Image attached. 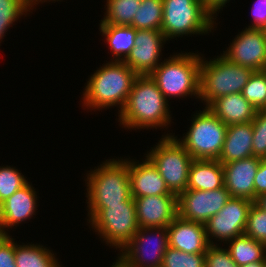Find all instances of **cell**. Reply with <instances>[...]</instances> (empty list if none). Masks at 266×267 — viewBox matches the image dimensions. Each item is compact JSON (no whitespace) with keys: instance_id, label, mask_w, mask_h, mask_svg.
I'll list each match as a JSON object with an SVG mask.
<instances>
[{"instance_id":"cell-1","label":"cell","mask_w":266,"mask_h":267,"mask_svg":"<svg viewBox=\"0 0 266 267\" xmlns=\"http://www.w3.org/2000/svg\"><path fill=\"white\" fill-rule=\"evenodd\" d=\"M168 106L150 75H139L119 113L120 124L129 129L166 127L171 122Z\"/></svg>"},{"instance_id":"cell-2","label":"cell","mask_w":266,"mask_h":267,"mask_svg":"<svg viewBox=\"0 0 266 267\" xmlns=\"http://www.w3.org/2000/svg\"><path fill=\"white\" fill-rule=\"evenodd\" d=\"M138 76L123 61L106 63L87 82L83 92L84 106L97 110L119 104L120 112Z\"/></svg>"},{"instance_id":"cell-3","label":"cell","mask_w":266,"mask_h":267,"mask_svg":"<svg viewBox=\"0 0 266 267\" xmlns=\"http://www.w3.org/2000/svg\"><path fill=\"white\" fill-rule=\"evenodd\" d=\"M88 208H105L133 199L128 160H106L87 176Z\"/></svg>"},{"instance_id":"cell-4","label":"cell","mask_w":266,"mask_h":267,"mask_svg":"<svg viewBox=\"0 0 266 267\" xmlns=\"http://www.w3.org/2000/svg\"><path fill=\"white\" fill-rule=\"evenodd\" d=\"M201 56L182 53L164 60L150 74L164 97L193 95L200 98Z\"/></svg>"},{"instance_id":"cell-5","label":"cell","mask_w":266,"mask_h":267,"mask_svg":"<svg viewBox=\"0 0 266 267\" xmlns=\"http://www.w3.org/2000/svg\"><path fill=\"white\" fill-rule=\"evenodd\" d=\"M253 69L230 62L223 55L200 65V98L208 107L215 99L231 93H241Z\"/></svg>"},{"instance_id":"cell-6","label":"cell","mask_w":266,"mask_h":267,"mask_svg":"<svg viewBox=\"0 0 266 267\" xmlns=\"http://www.w3.org/2000/svg\"><path fill=\"white\" fill-rule=\"evenodd\" d=\"M88 216L94 230L116 249L122 250L140 228L134 199L105 208H89Z\"/></svg>"},{"instance_id":"cell-7","label":"cell","mask_w":266,"mask_h":267,"mask_svg":"<svg viewBox=\"0 0 266 267\" xmlns=\"http://www.w3.org/2000/svg\"><path fill=\"white\" fill-rule=\"evenodd\" d=\"M212 15L202 0H163L161 31L167 40L184 34H205L213 29Z\"/></svg>"},{"instance_id":"cell-8","label":"cell","mask_w":266,"mask_h":267,"mask_svg":"<svg viewBox=\"0 0 266 267\" xmlns=\"http://www.w3.org/2000/svg\"><path fill=\"white\" fill-rule=\"evenodd\" d=\"M227 125L207 107L194 115L189 131L178 142L193 159L218 160L225 140Z\"/></svg>"},{"instance_id":"cell-9","label":"cell","mask_w":266,"mask_h":267,"mask_svg":"<svg viewBox=\"0 0 266 267\" xmlns=\"http://www.w3.org/2000/svg\"><path fill=\"white\" fill-rule=\"evenodd\" d=\"M161 139L146 157L157 168L170 192L178 196L187 189L189 169L194 159L177 137L167 134Z\"/></svg>"},{"instance_id":"cell-10","label":"cell","mask_w":266,"mask_h":267,"mask_svg":"<svg viewBox=\"0 0 266 267\" xmlns=\"http://www.w3.org/2000/svg\"><path fill=\"white\" fill-rule=\"evenodd\" d=\"M151 231L153 234L156 232L154 234L156 237L151 234L148 235V232L151 233ZM148 244L150 245L149 247ZM151 244L154 246H151ZM168 247L167 227L139 228L131 241L120 250L122 254L118 259L125 267H161L164 254Z\"/></svg>"},{"instance_id":"cell-11","label":"cell","mask_w":266,"mask_h":267,"mask_svg":"<svg viewBox=\"0 0 266 267\" xmlns=\"http://www.w3.org/2000/svg\"><path fill=\"white\" fill-rule=\"evenodd\" d=\"M254 202L245 198L231 197L223 208L205 223L206 235L222 241H229L244 234L248 213Z\"/></svg>"},{"instance_id":"cell-12","label":"cell","mask_w":266,"mask_h":267,"mask_svg":"<svg viewBox=\"0 0 266 267\" xmlns=\"http://www.w3.org/2000/svg\"><path fill=\"white\" fill-rule=\"evenodd\" d=\"M230 198L229 191L225 187L205 191L186 189L177 196L178 216L205 224Z\"/></svg>"},{"instance_id":"cell-13","label":"cell","mask_w":266,"mask_h":267,"mask_svg":"<svg viewBox=\"0 0 266 267\" xmlns=\"http://www.w3.org/2000/svg\"><path fill=\"white\" fill-rule=\"evenodd\" d=\"M223 56L232 63L254 71L266 70L265 29L246 28L235 37Z\"/></svg>"},{"instance_id":"cell-14","label":"cell","mask_w":266,"mask_h":267,"mask_svg":"<svg viewBox=\"0 0 266 267\" xmlns=\"http://www.w3.org/2000/svg\"><path fill=\"white\" fill-rule=\"evenodd\" d=\"M166 40L161 30H136L134 47L123 62L138 75H150L160 64L159 56Z\"/></svg>"},{"instance_id":"cell-15","label":"cell","mask_w":266,"mask_h":267,"mask_svg":"<svg viewBox=\"0 0 266 267\" xmlns=\"http://www.w3.org/2000/svg\"><path fill=\"white\" fill-rule=\"evenodd\" d=\"M140 228L167 227L177 216V195H153L133 198Z\"/></svg>"},{"instance_id":"cell-16","label":"cell","mask_w":266,"mask_h":267,"mask_svg":"<svg viewBox=\"0 0 266 267\" xmlns=\"http://www.w3.org/2000/svg\"><path fill=\"white\" fill-rule=\"evenodd\" d=\"M261 158L252 156L223 165L224 187L231 197L255 201L254 178Z\"/></svg>"},{"instance_id":"cell-17","label":"cell","mask_w":266,"mask_h":267,"mask_svg":"<svg viewBox=\"0 0 266 267\" xmlns=\"http://www.w3.org/2000/svg\"><path fill=\"white\" fill-rule=\"evenodd\" d=\"M169 246L186 253H205L210 245L205 224L177 216L168 226Z\"/></svg>"},{"instance_id":"cell-18","label":"cell","mask_w":266,"mask_h":267,"mask_svg":"<svg viewBox=\"0 0 266 267\" xmlns=\"http://www.w3.org/2000/svg\"><path fill=\"white\" fill-rule=\"evenodd\" d=\"M29 182L0 204V234H7L6 227H13L31 218L36 209V191Z\"/></svg>"},{"instance_id":"cell-19","label":"cell","mask_w":266,"mask_h":267,"mask_svg":"<svg viewBox=\"0 0 266 267\" xmlns=\"http://www.w3.org/2000/svg\"><path fill=\"white\" fill-rule=\"evenodd\" d=\"M131 196L175 195L167 187L157 168L146 158L143 163L128 161Z\"/></svg>"},{"instance_id":"cell-20","label":"cell","mask_w":266,"mask_h":267,"mask_svg":"<svg viewBox=\"0 0 266 267\" xmlns=\"http://www.w3.org/2000/svg\"><path fill=\"white\" fill-rule=\"evenodd\" d=\"M252 122L227 126L222 152L218 158L221 164L253 156Z\"/></svg>"},{"instance_id":"cell-21","label":"cell","mask_w":266,"mask_h":267,"mask_svg":"<svg viewBox=\"0 0 266 267\" xmlns=\"http://www.w3.org/2000/svg\"><path fill=\"white\" fill-rule=\"evenodd\" d=\"M207 108L227 126L252 122L257 111L241 93H231L215 99Z\"/></svg>"},{"instance_id":"cell-22","label":"cell","mask_w":266,"mask_h":267,"mask_svg":"<svg viewBox=\"0 0 266 267\" xmlns=\"http://www.w3.org/2000/svg\"><path fill=\"white\" fill-rule=\"evenodd\" d=\"M222 187H224L223 165L218 160H193L189 169L187 189L205 191Z\"/></svg>"},{"instance_id":"cell-23","label":"cell","mask_w":266,"mask_h":267,"mask_svg":"<svg viewBox=\"0 0 266 267\" xmlns=\"http://www.w3.org/2000/svg\"><path fill=\"white\" fill-rule=\"evenodd\" d=\"M100 30L106 37L112 55L116 57L115 61L125 60L134 47L136 29L132 26L100 23Z\"/></svg>"},{"instance_id":"cell-24","label":"cell","mask_w":266,"mask_h":267,"mask_svg":"<svg viewBox=\"0 0 266 267\" xmlns=\"http://www.w3.org/2000/svg\"><path fill=\"white\" fill-rule=\"evenodd\" d=\"M227 249L238 266L256 263L266 259V245L242 234L228 241Z\"/></svg>"},{"instance_id":"cell-25","label":"cell","mask_w":266,"mask_h":267,"mask_svg":"<svg viewBox=\"0 0 266 267\" xmlns=\"http://www.w3.org/2000/svg\"><path fill=\"white\" fill-rule=\"evenodd\" d=\"M50 251L40 245L15 243L16 267H60L55 255Z\"/></svg>"},{"instance_id":"cell-26","label":"cell","mask_w":266,"mask_h":267,"mask_svg":"<svg viewBox=\"0 0 266 267\" xmlns=\"http://www.w3.org/2000/svg\"><path fill=\"white\" fill-rule=\"evenodd\" d=\"M163 21V0H142L132 24L136 30H161Z\"/></svg>"},{"instance_id":"cell-27","label":"cell","mask_w":266,"mask_h":267,"mask_svg":"<svg viewBox=\"0 0 266 267\" xmlns=\"http://www.w3.org/2000/svg\"><path fill=\"white\" fill-rule=\"evenodd\" d=\"M140 4V0H107V14L100 23L130 26Z\"/></svg>"},{"instance_id":"cell-28","label":"cell","mask_w":266,"mask_h":267,"mask_svg":"<svg viewBox=\"0 0 266 267\" xmlns=\"http://www.w3.org/2000/svg\"><path fill=\"white\" fill-rule=\"evenodd\" d=\"M241 94L256 110L266 109V70L254 71Z\"/></svg>"},{"instance_id":"cell-29","label":"cell","mask_w":266,"mask_h":267,"mask_svg":"<svg viewBox=\"0 0 266 267\" xmlns=\"http://www.w3.org/2000/svg\"><path fill=\"white\" fill-rule=\"evenodd\" d=\"M31 8L33 7L30 5V0H0V40L13 22Z\"/></svg>"},{"instance_id":"cell-30","label":"cell","mask_w":266,"mask_h":267,"mask_svg":"<svg viewBox=\"0 0 266 267\" xmlns=\"http://www.w3.org/2000/svg\"><path fill=\"white\" fill-rule=\"evenodd\" d=\"M161 267H205V253H186L169 246Z\"/></svg>"},{"instance_id":"cell-31","label":"cell","mask_w":266,"mask_h":267,"mask_svg":"<svg viewBox=\"0 0 266 267\" xmlns=\"http://www.w3.org/2000/svg\"><path fill=\"white\" fill-rule=\"evenodd\" d=\"M28 182L17 169L0 167V204Z\"/></svg>"},{"instance_id":"cell-32","label":"cell","mask_w":266,"mask_h":267,"mask_svg":"<svg viewBox=\"0 0 266 267\" xmlns=\"http://www.w3.org/2000/svg\"><path fill=\"white\" fill-rule=\"evenodd\" d=\"M244 234L266 245V212L252 204Z\"/></svg>"},{"instance_id":"cell-33","label":"cell","mask_w":266,"mask_h":267,"mask_svg":"<svg viewBox=\"0 0 266 267\" xmlns=\"http://www.w3.org/2000/svg\"><path fill=\"white\" fill-rule=\"evenodd\" d=\"M253 127V156L266 158V109L257 110L252 121Z\"/></svg>"},{"instance_id":"cell-34","label":"cell","mask_w":266,"mask_h":267,"mask_svg":"<svg viewBox=\"0 0 266 267\" xmlns=\"http://www.w3.org/2000/svg\"><path fill=\"white\" fill-rule=\"evenodd\" d=\"M205 267H239L227 249L210 244L205 252Z\"/></svg>"},{"instance_id":"cell-35","label":"cell","mask_w":266,"mask_h":267,"mask_svg":"<svg viewBox=\"0 0 266 267\" xmlns=\"http://www.w3.org/2000/svg\"><path fill=\"white\" fill-rule=\"evenodd\" d=\"M0 267H16L15 243L9 234H0Z\"/></svg>"},{"instance_id":"cell-36","label":"cell","mask_w":266,"mask_h":267,"mask_svg":"<svg viewBox=\"0 0 266 267\" xmlns=\"http://www.w3.org/2000/svg\"><path fill=\"white\" fill-rule=\"evenodd\" d=\"M253 23L248 28H266V0H256L252 8Z\"/></svg>"},{"instance_id":"cell-37","label":"cell","mask_w":266,"mask_h":267,"mask_svg":"<svg viewBox=\"0 0 266 267\" xmlns=\"http://www.w3.org/2000/svg\"><path fill=\"white\" fill-rule=\"evenodd\" d=\"M255 199L266 193V158H261L260 165L254 178Z\"/></svg>"},{"instance_id":"cell-38","label":"cell","mask_w":266,"mask_h":267,"mask_svg":"<svg viewBox=\"0 0 266 267\" xmlns=\"http://www.w3.org/2000/svg\"><path fill=\"white\" fill-rule=\"evenodd\" d=\"M207 9L213 14L222 9L229 0H202Z\"/></svg>"},{"instance_id":"cell-39","label":"cell","mask_w":266,"mask_h":267,"mask_svg":"<svg viewBox=\"0 0 266 267\" xmlns=\"http://www.w3.org/2000/svg\"><path fill=\"white\" fill-rule=\"evenodd\" d=\"M254 204L259 207L261 210L266 212V193L256 197Z\"/></svg>"},{"instance_id":"cell-40","label":"cell","mask_w":266,"mask_h":267,"mask_svg":"<svg viewBox=\"0 0 266 267\" xmlns=\"http://www.w3.org/2000/svg\"><path fill=\"white\" fill-rule=\"evenodd\" d=\"M239 267H263V261H259L256 263H250V264H245Z\"/></svg>"},{"instance_id":"cell-41","label":"cell","mask_w":266,"mask_h":267,"mask_svg":"<svg viewBox=\"0 0 266 267\" xmlns=\"http://www.w3.org/2000/svg\"><path fill=\"white\" fill-rule=\"evenodd\" d=\"M116 261L117 262H115V265L113 263V265L111 267H125V265L119 259Z\"/></svg>"},{"instance_id":"cell-42","label":"cell","mask_w":266,"mask_h":267,"mask_svg":"<svg viewBox=\"0 0 266 267\" xmlns=\"http://www.w3.org/2000/svg\"><path fill=\"white\" fill-rule=\"evenodd\" d=\"M40 1H41V2H43V1L46 2L45 0H43V1H42V0H30V5H31V7H32L33 5H35V4H37L36 2L39 3ZM50 1H51V0H50ZM53 1H55V0H53ZM57 1H58V0H57Z\"/></svg>"},{"instance_id":"cell-43","label":"cell","mask_w":266,"mask_h":267,"mask_svg":"<svg viewBox=\"0 0 266 267\" xmlns=\"http://www.w3.org/2000/svg\"><path fill=\"white\" fill-rule=\"evenodd\" d=\"M263 267H266V259L263 261Z\"/></svg>"}]
</instances>
